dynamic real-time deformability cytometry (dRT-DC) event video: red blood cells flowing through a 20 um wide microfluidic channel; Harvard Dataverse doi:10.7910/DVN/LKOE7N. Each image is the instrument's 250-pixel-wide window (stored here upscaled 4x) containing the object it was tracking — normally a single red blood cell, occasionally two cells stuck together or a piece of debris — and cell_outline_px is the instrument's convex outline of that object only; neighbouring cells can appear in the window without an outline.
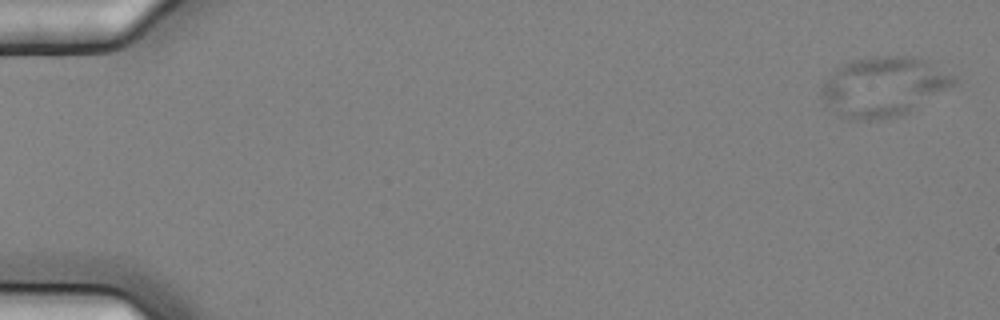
{"species": "common noctule bat (a hibernating species)", "species_latin": "Nyctalus noctula", "temperature_condition": "cold", "stored_images_in_passage": 5, "camera_frame_rate_fps": 3000, "um_per_image_px": 0.085, "animal": {"sex": "female", "body_mass_g": 25.1}, "frame": {"image": 1, "passage_image": 1, "time_ms": 0.0, "image_size_px": [1000, 320], "cell_outline_px": [[956, 84], [908, 112], [896, 116], [872, 120], [848, 120], [840, 116], [820, 96], [820, 88], [824, 80], [840, 64], [852, 60], [872, 56], [920, 56], [956, 76]], "centroid_in_image_um": [75.09, 7.33], "position_along_channel_um": 9.9, "area_um2": 46.18}}
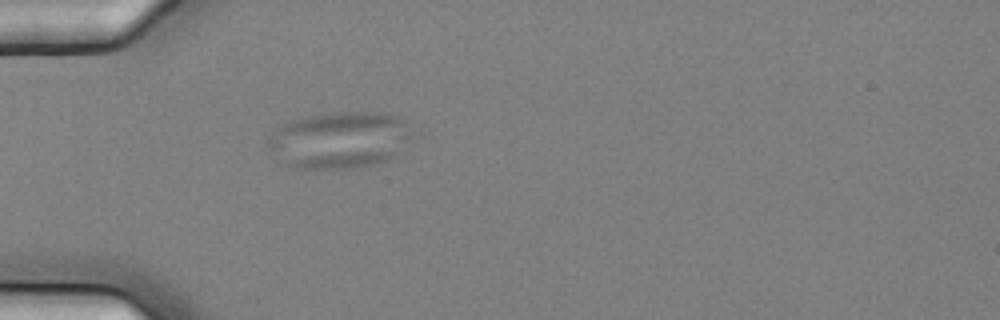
{"frame": {"image": 2, "passage_image": 5, "time_ms": 1.333, "image_size_px": [1000, 320], "cell_outline_px": [[424, 136], [392, 156], [384, 160], [372, 164], [348, 168], [300, 168], [276, 160], [268, 148], [268, 136], [280, 124], [288, 120], [308, 116], [332, 112], [376, 112], [396, 116], [404, 120]], "centroid_in_image_um": [28.95, 11.87], "position_along_channel_um": 56.0, "area_um2": 48.78}}